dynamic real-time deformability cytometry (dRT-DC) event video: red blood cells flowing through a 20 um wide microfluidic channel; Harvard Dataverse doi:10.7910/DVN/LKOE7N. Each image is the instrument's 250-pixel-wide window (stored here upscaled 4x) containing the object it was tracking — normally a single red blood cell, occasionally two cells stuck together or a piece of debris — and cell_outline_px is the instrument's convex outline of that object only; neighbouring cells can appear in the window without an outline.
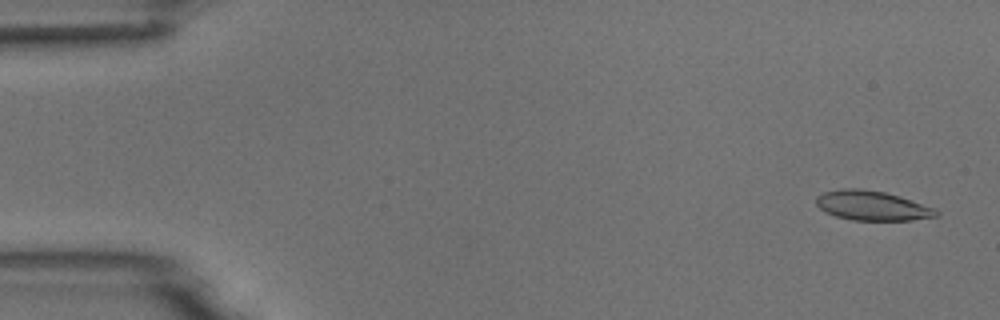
{"species": "common noctule bat (a hibernating species)", "species_latin": "Nyctalus noctula", "temperature_condition": "room temperature", "stored_images_in_passage": 54, "camera_frame_rate_fps": 3000, "um_per_image_px": 0.085, "animal": {"sex": "male", "body_mass_g": 18.8}, "frame": {"image": 1, "passage_image": 2, "time_ms": 0.333, "image_size_px": [1000, 320], "cell_outline_px": [[940, 216], [912, 220], [852, 220], [836, 216], [824, 212], [816, 204], [816, 196], [824, 192], [840, 188], [860, 188], [884, 192], [900, 196], [936, 208], [940, 212]], "centroid_in_image_um": [74.15, 17.48], "position_along_channel_um": 10.9, "area_um2": 20.92}}
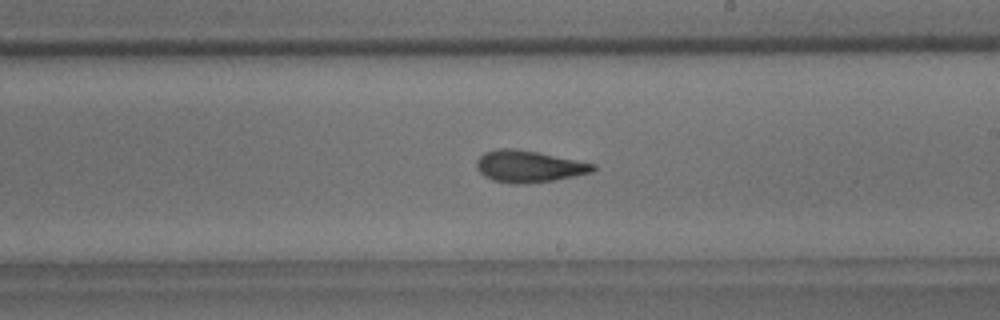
{"frame": {"image": 2, "passage_image": 31, "time_ms": 10.0, "image_size_px": [1000, 320], "cell_outline_px": [[596, 168], [592, 172], [552, 180], [524, 184], [512, 184], [492, 180], [484, 176], [476, 168], [476, 160], [484, 152], [496, 148], [512, 148], [536, 152], [596, 164]], "centroid_in_image_um": [44.89, 14.14], "position_along_channel_um": 244.1, "area_um2": 21.44}}
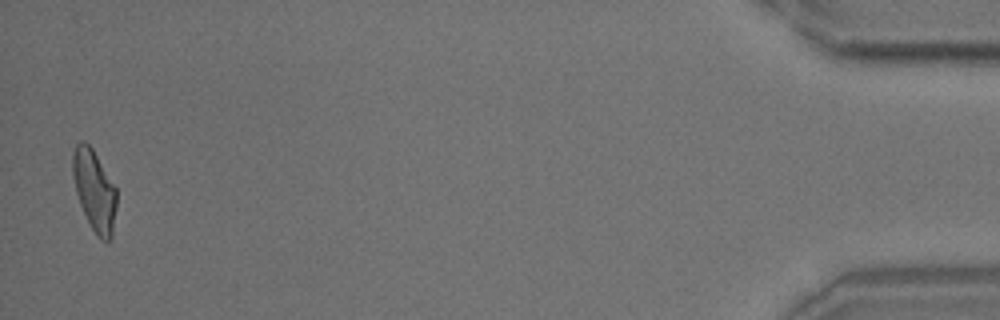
{"frame": {"image": 3, "passage_image": 53, "time_ms": 17.333, "image_size_px": [1000, 320], "cell_outline_px": [[116, 208], [112, 236], [108, 244], [100, 240], [92, 228], [80, 204], [76, 192], [72, 176], [72, 152], [76, 144], [80, 140], [84, 140], [92, 148], [116, 188]], "centroid_in_image_um": [8.01, 16.19], "position_along_channel_um": 427.2, "area_um2": 20.75}}